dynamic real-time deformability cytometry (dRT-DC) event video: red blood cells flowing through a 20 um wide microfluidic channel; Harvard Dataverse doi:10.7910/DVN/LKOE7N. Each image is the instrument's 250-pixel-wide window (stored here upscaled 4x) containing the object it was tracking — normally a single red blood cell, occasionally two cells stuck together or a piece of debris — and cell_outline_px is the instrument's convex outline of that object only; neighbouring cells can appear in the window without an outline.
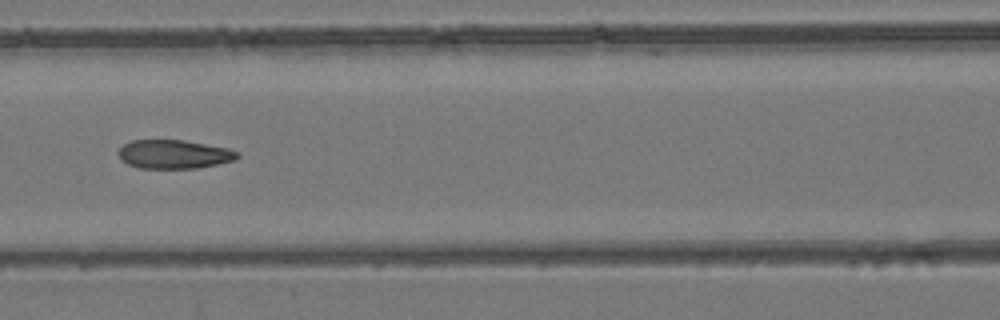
{"species": "common noctule bat (a hibernating species)", "species_latin": "Nyctalus noctula", "temperature_condition": "room temperature", "stored_images_in_passage": 4, "camera_frame_rate_fps": 3000, "um_per_image_px": 0.085, "animal": {"sex": "female", "body_mass_g": 24.6, "forearm_length_mm": 56.2}, "frame": {"image": 1, "passage_image": 4, "time_ms": 3.333, "image_size_px": [1000, 320], "cell_outline_px": [[240, 156], [236, 160], [196, 168], [140, 168], [128, 164], [116, 152], [124, 144], [132, 140], [184, 140], [228, 148], [240, 152]], "centroid_in_image_um": [14.82, 13.1], "position_along_channel_um": 151.8, "area_um2": 19.88}}